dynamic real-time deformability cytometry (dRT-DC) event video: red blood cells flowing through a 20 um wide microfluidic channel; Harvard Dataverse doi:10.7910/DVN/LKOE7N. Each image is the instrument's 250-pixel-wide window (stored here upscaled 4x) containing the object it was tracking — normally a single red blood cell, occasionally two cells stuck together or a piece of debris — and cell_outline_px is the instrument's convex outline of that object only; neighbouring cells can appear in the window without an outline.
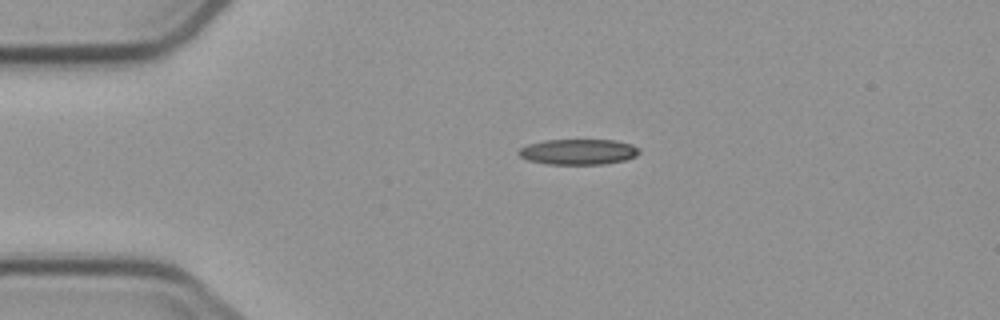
{"species": "common noctule bat (a hibernating species)", "species_latin": "Nyctalus noctula", "temperature_condition": "cold", "stored_images_in_passage": 5, "camera_frame_rate_fps": 3000, "um_per_image_px": 0.085, "animal": {"sex": "male", "body_mass_g": 23.1, "forearm_length_mm": 52.7}, "frame": {"image": 1, "passage_image": 4, "time_ms": 3.667, "image_size_px": [1000, 320], "cell_outline_px": [[640, 152], [636, 156], [624, 160], [604, 164], [548, 164], [528, 160], [520, 156], [516, 152], [520, 148], [528, 144], [544, 140], [616, 140], [632, 144]], "centroid_in_image_um": [49.13, 12.9], "position_along_channel_um": 35.9, "area_um2": 17.92}}